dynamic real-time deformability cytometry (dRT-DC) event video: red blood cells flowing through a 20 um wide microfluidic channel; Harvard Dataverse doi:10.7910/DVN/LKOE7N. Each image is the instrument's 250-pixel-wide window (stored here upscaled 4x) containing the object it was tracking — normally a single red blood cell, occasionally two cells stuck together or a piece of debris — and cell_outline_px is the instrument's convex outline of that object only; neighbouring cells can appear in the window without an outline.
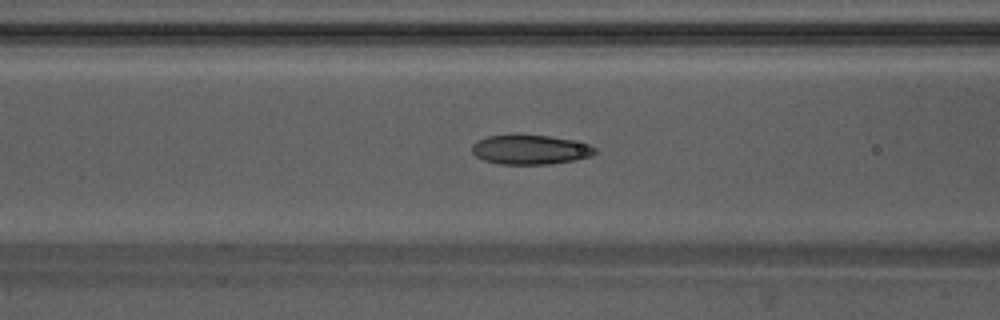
{"species": "Egyptian fruit bat (a non-hibernating species)", "species_latin": "Rousettus aegyptiacus", "temperature_condition": "warm", "stored_images_in_passage": 54, "camera_frame_rate_fps": 3000, "um_per_image_px": 0.085, "animal": {"sex": "male"}, "frame": {"image": 1, "passage_image": 21, "time_ms": 6.667, "image_size_px": [1000, 320], "cell_outline_px": [[596, 152], [588, 156], [576, 160], [548, 164], [500, 164], [484, 160], [476, 156], [472, 152], [472, 144], [476, 140], [488, 136], [512, 132], [516, 132], [548, 136], [572, 140], [588, 144], [596, 148]], "centroid_in_image_um": [45.0, 12.68], "position_along_channel_um": 121.6, "area_um2": 21.68}}
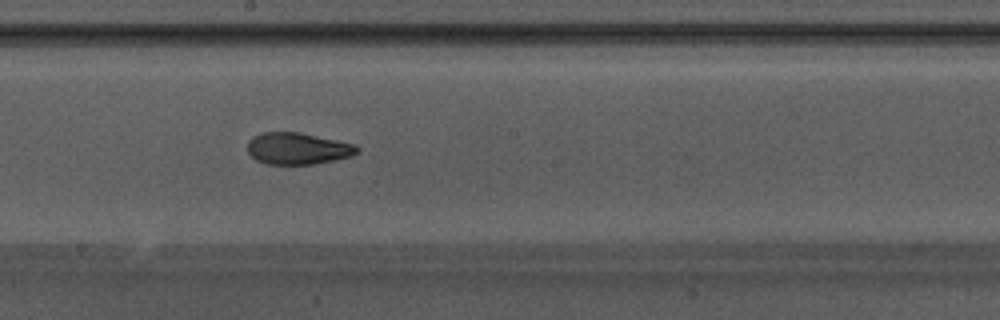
{"frame": {"image": 2, "passage_image": 29, "time_ms": 9.333, "image_size_px": [1000, 320], "cell_outline_px": [[360, 152], [352, 156], [336, 160], [316, 164], [268, 164], [256, 160], [248, 152], [248, 140], [252, 136], [264, 132], [300, 132], [336, 140], [352, 144], [360, 148]], "centroid_in_image_um": [25.31, 12.63], "position_along_channel_um": 222.9, "area_um2": 20.35}}
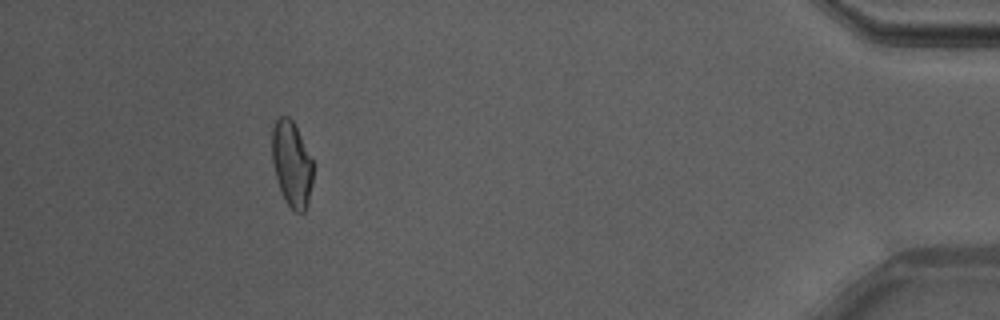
{"frame": {"image": 3, "passage_image": 49, "time_ms": 16.0, "image_size_px": [1000, 320], "cell_outline_px": [[312, 184], [308, 200], [304, 212], [296, 212], [284, 200], [276, 176], [272, 160], [272, 128], [276, 120], [280, 116], [288, 116], [292, 120], [312, 160]], "centroid_in_image_um": [24.78, 13.93], "position_along_channel_um": 410.4, "area_um2": 20.0}}